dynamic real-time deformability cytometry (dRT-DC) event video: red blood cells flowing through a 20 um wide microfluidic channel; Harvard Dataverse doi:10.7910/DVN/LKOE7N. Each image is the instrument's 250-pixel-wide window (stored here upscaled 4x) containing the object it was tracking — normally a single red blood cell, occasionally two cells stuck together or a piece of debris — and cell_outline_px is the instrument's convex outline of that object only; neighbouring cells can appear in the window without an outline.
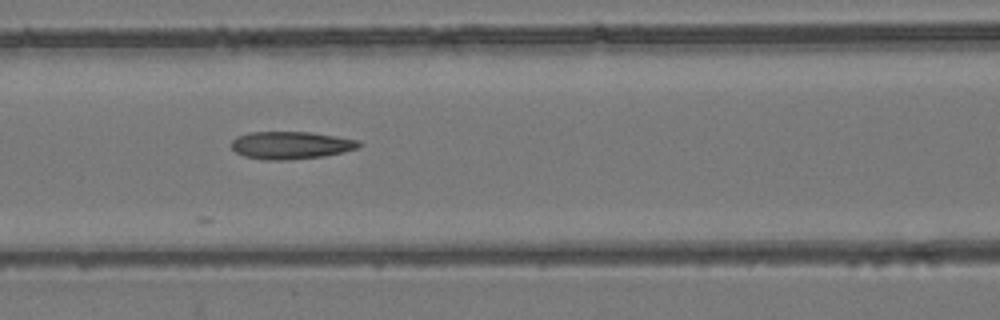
{"species": "common noctule bat (a hibernating species)", "species_latin": "Nyctalus noctula", "temperature_condition": "room temperature", "stored_images_in_passage": 8, "camera_frame_rate_fps": 3000, "um_per_image_px": 0.085, "animal": {"sex": "female", "body_mass_g": 24.6, "forearm_length_mm": 56.2}, "frame": {"image": 1, "passage_image": 6, "time_ms": 6.333, "image_size_px": [1000, 320], "cell_outline_px": [[364, 144], [360, 148], [344, 152], [324, 156], [288, 160], [264, 160], [244, 156], [236, 152], [232, 148], [232, 140], [236, 136], [248, 132], [312, 132], [360, 140]], "centroid_in_image_um": [24.77, 12.34], "position_along_channel_um": 141.8, "area_um2": 20.81}}
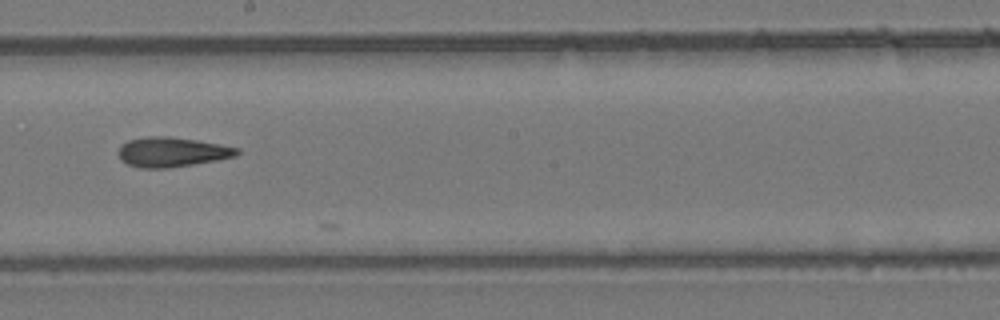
{"frame": {"image": 2, "passage_image": 8, "time_ms": 8.667, "image_size_px": [1000, 320], "cell_outline_px": [[240, 152], [236, 156], [220, 160], [168, 168], [140, 168], [128, 164], [120, 160], [120, 144], [128, 140], [148, 136], [172, 136], [196, 140], [240, 148]], "centroid_in_image_um": [14.63, 12.92], "position_along_channel_um": 233.6, "area_um2": 20.63}}